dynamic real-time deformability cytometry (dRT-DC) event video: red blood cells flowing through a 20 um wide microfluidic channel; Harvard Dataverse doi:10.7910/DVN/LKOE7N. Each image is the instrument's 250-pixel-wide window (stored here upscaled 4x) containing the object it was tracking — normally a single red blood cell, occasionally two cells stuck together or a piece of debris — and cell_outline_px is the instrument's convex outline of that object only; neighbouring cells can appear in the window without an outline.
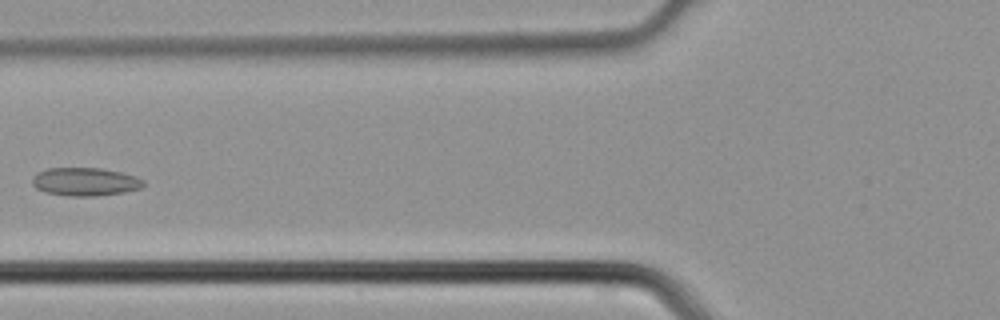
{"species": "common noctule bat (a hibernating species)", "species_latin": "Nyctalus noctula", "temperature_condition": "cold", "stored_images_in_passage": 5, "camera_frame_rate_fps": 3000, "um_per_image_px": 0.085, "animal": {"sex": "male", "body_mass_g": 21.5, "forearm_length_mm": 52.0}, "frame": {"image": 1, "passage_image": 5, "time_ms": 1.333, "image_size_px": [1000, 320], "cell_outline_px": [[144, 184], [140, 188], [124, 192], [96, 196], [68, 196], [44, 192], [36, 188], [32, 184], [32, 176], [36, 172], [48, 168], [100, 168], [120, 172], [136, 176], [144, 180]], "centroid_in_image_um": [7.2, 15.44], "position_along_channel_um": 118.6, "area_um2": 18.38}}